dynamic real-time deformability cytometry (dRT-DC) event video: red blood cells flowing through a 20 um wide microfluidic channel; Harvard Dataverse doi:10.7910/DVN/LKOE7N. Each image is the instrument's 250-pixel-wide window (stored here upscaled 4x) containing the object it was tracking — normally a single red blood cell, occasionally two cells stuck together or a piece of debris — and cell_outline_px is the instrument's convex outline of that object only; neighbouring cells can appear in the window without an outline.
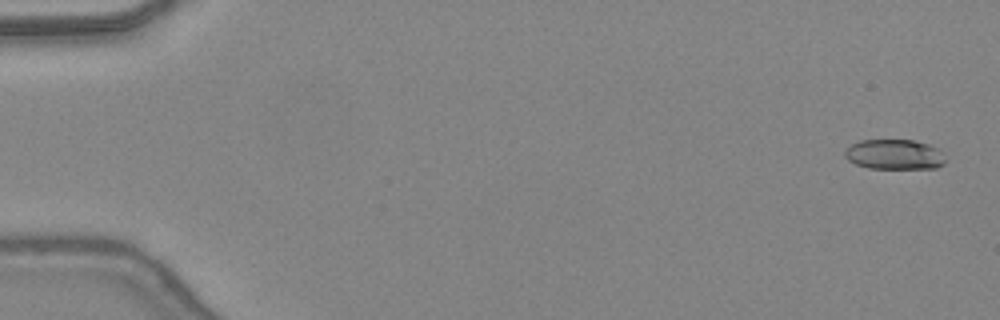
{"species": "common noctule bat (a hibernating species)", "species_latin": "Nyctalus noctula", "temperature_condition": "warm", "stored_images_in_passage": 48, "camera_frame_rate_fps": 3000, "um_per_image_px": 0.085, "animal": {"sex": "female", "body_mass_g": 24.6, "forearm_length_mm": 56.2}, "frame": {"image": 1, "passage_image": 2, "time_ms": 0.333, "image_size_px": [1000, 320], "cell_outline_px": [[944, 164], [936, 168], [868, 168], [856, 164], [848, 160], [844, 156], [844, 152], [852, 144], [860, 140], [912, 140], [928, 144], [940, 148], [944, 152]], "centroid_in_image_um": [76.05, 13.12], "position_along_channel_um": 8.9, "area_um2": 17.69}}
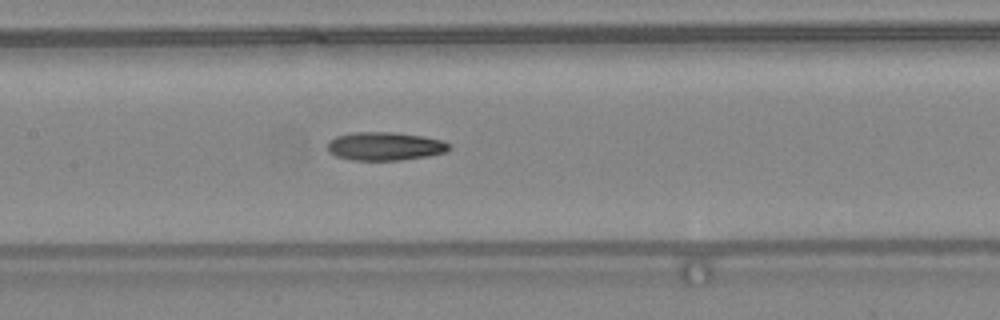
{"frame": {"image": 2, "passage_image": 24, "time_ms": 7.667, "image_size_px": [1000, 320], "cell_outline_px": [[448, 148], [444, 152], [428, 156], [400, 160], [352, 160], [336, 156], [328, 152], [328, 140], [336, 136], [352, 132], [392, 132], [424, 136], [440, 140], [448, 144]], "centroid_in_image_um": [32.65, 12.42], "position_along_channel_um": 174.8, "area_um2": 20.0}}
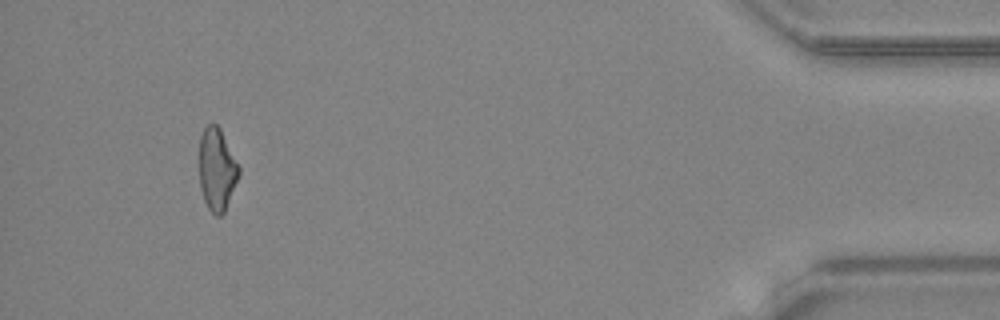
{"frame": {"image": 3, "passage_image": 45, "time_ms": 14.667, "image_size_px": [1000, 320], "cell_outline_px": [[240, 172], [224, 212], [220, 216], [216, 216], [208, 208], [204, 200], [200, 188], [200, 136], [204, 128], [208, 124], [216, 124], [220, 128], [240, 168]], "centroid_in_image_um": [18.43, 14.4], "position_along_channel_um": 416.8, "area_um2": 18.73}}